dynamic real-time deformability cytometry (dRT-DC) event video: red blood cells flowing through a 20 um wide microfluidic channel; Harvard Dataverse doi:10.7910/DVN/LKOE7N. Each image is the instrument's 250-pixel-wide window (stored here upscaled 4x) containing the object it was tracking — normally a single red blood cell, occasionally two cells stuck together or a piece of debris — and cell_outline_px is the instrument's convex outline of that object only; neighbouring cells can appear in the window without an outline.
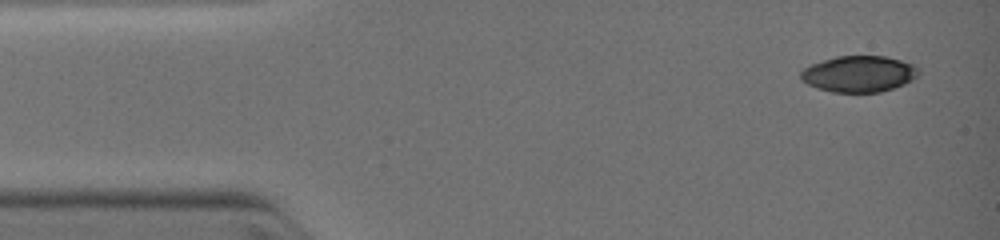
{"species": "common noctule bat (a hibernating species)", "species_latin": "Nyctalus noctula", "temperature_condition": "warm", "stored_images_in_passage": 6, "camera_frame_rate_fps": 3000, "um_per_image_px": 0.085, "animal": {"sex": "female", "body_mass_g": 19.0, "forearm_length_mm": 51.5}, "frame": {"image": 1, "passage_image": 1, "time_ms": 0.0, "image_size_px": [1000, 240], "cell_outline_px": [[920, 72], [912, 80], [904, 84], [880, 92], [832, 92], [816, 88], [800, 80], [800, 72], [804, 68], [812, 64], [836, 56], [884, 56], [916, 64], [920, 68]], "centroid_in_image_um": [73.02, 6.28], "position_along_channel_um": 12.0, "area_um2": 24.97}}
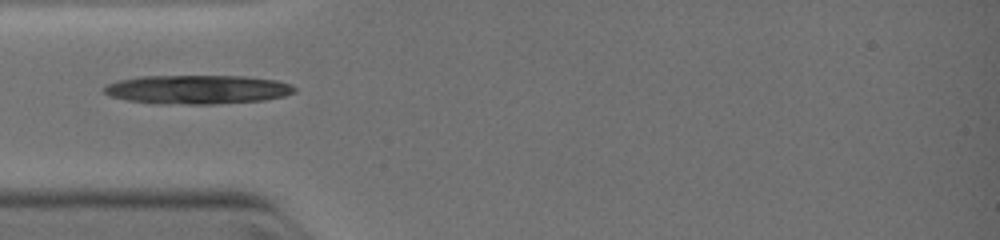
{"frame": {"image": 2, "passage_image": 4, "time_ms": 3.0, "image_size_px": [1000, 240], "cell_outline_px": [[296, 92], [284, 96], [264, 100], [212, 104], [188, 104], [128, 100], [112, 96], [104, 92], [104, 88], [108, 84], [120, 80], [140, 76], [244, 76], [276, 80], [292, 84], [296, 88]], "centroid_in_image_um": [16.87, 7.59], "position_along_channel_um": 68.1, "area_um2": 31.67}}
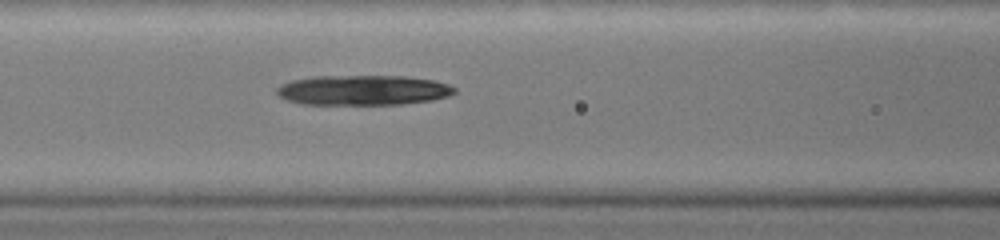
{"frame": {"image": 3, "passage_image": 6, "time_ms": 4.333, "image_size_px": [1000, 240], "cell_outline_px": [[456, 92], [448, 96], [428, 100], [400, 104], [304, 104], [288, 100], [280, 96], [276, 92], [276, 88], [280, 84], [292, 80], [312, 76], [404, 76], [432, 80], [448, 84], [456, 88]], "centroid_in_image_um": [30.83, 7.65], "position_along_channel_um": 135.8, "area_um2": 30.92}}